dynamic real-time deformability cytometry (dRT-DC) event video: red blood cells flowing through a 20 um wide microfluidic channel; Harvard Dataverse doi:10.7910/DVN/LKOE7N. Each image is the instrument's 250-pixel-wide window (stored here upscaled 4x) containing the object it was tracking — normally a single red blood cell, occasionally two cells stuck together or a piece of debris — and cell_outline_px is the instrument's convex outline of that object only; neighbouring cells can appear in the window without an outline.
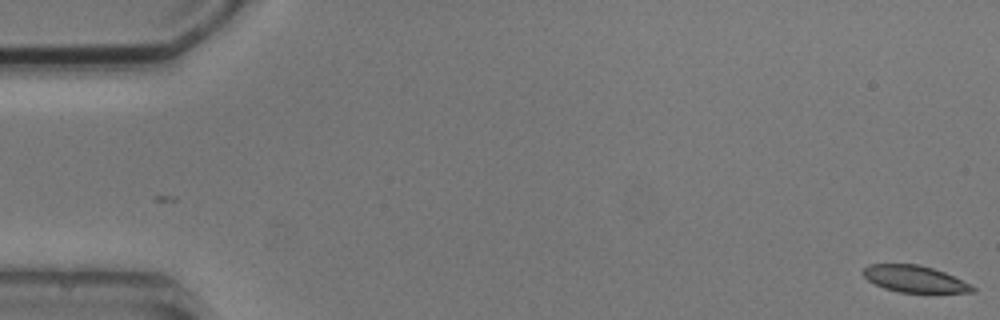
{"species": "common noctule bat (a hibernating species)", "species_latin": "Nyctalus noctula", "temperature_condition": "cold", "stored_images_in_passage": 6, "camera_frame_rate_fps": 3000, "um_per_image_px": 0.085, "animal": {"sex": "male", "body_mass_g": 20.5, "forearm_length_mm": 52.5}, "frame": {"image": 1, "passage_image": 1, "time_ms": 0.0, "image_size_px": [1000, 320], "cell_outline_px": [[976, 292], [900, 292], [884, 288], [868, 280], [860, 272], [868, 264], [920, 264], [944, 272], [972, 284], [976, 288]], "centroid_in_image_um": [77.74, 23.7], "position_along_channel_um": 7.3, "area_um2": 16.99}}
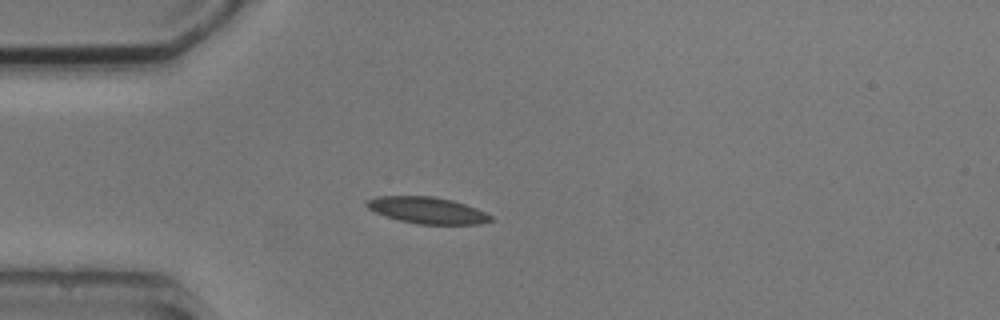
{"frame": {"image": 2, "passage_image": 5, "time_ms": 4.667, "image_size_px": [1000, 320], "cell_outline_px": [[492, 220], [480, 224], [416, 224], [384, 216], [368, 208], [364, 204], [364, 200], [376, 196], [436, 196], [452, 200], [476, 208], [492, 216]], "centroid_in_image_um": [36.27, 17.86], "position_along_channel_um": 48.7, "area_um2": 19.25}}